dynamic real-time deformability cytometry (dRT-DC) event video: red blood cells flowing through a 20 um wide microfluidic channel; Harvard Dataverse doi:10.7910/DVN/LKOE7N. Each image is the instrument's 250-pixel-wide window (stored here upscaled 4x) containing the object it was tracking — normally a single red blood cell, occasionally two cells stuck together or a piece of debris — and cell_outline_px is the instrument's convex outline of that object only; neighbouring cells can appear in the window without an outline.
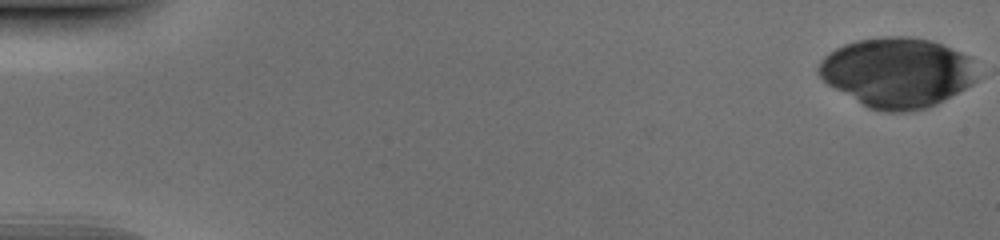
{"species": "human", "species_latin": "Homo sapiens", "temperature_condition": "cold", "stored_images_in_passage": 52, "camera_frame_rate_fps": 3000, "um_per_image_px": 0.085, "donor": {"sex": "male"}, "frame": {"image": 1, "passage_image": 1, "time_ms": 0.0, "image_size_px": [1000, 240], "cell_outline_px": [[976, 80], [972, 84], [944, 100], [928, 108], [904, 112], [884, 112], [868, 108], [828, 84], [816, 72], [816, 68], [820, 60], [828, 52], [844, 44], [856, 40], [880, 36], [912, 36], [932, 40], [960, 52], [968, 56]], "centroid_in_image_um": [76.21, 6.15], "position_along_channel_um": 8.8, "area_um2": 64.45}}